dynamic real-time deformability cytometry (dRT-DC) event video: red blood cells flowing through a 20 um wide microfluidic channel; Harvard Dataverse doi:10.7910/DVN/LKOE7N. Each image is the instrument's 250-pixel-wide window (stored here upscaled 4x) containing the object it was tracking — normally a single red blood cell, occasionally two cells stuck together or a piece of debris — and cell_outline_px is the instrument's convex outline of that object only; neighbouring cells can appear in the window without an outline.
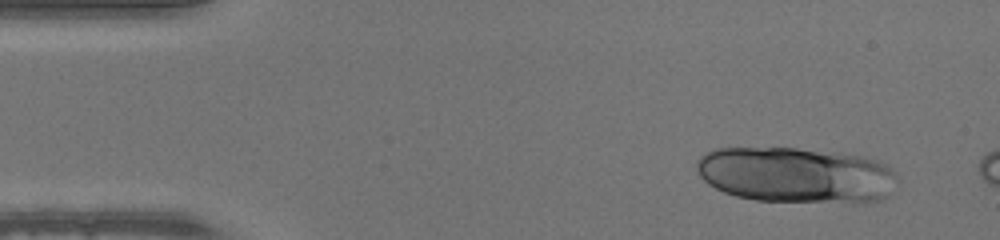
{"species": "human", "species_latin": "Homo sapiens", "temperature_condition": "warm", "stored_images_in_passage": 47, "camera_frame_rate_fps": 3000, "um_per_image_px": 0.085, "donor": {"sex": "male"}, "frame": {"image": 1, "passage_image": 4, "time_ms": 1.0, "image_size_px": [1000, 240], "cell_outline_px": [[896, 180], [884, 196], [876, 200], [756, 200], [736, 196], [724, 192], [708, 184], [700, 176], [696, 168], [696, 160], [704, 152], [716, 148], [796, 148], [840, 152], [860, 156], [876, 160], [892, 168], [896, 172]], "centroid_in_image_um": [67.56, 14.82], "position_along_channel_um": 17.4, "area_um2": 64.04}}